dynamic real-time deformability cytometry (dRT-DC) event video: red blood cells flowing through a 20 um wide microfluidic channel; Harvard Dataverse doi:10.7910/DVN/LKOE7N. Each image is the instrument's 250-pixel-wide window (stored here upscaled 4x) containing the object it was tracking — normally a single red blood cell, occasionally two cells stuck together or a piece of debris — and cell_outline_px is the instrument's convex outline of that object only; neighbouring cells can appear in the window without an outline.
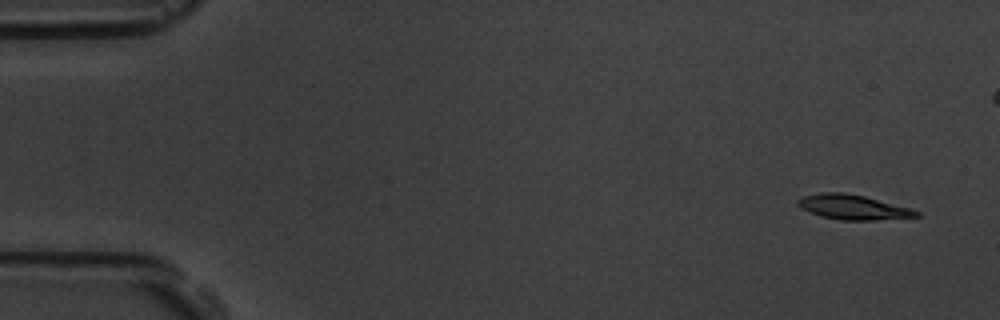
{"species": "common noctule bat (a hibernating species)", "species_latin": "Nyctalus noctula", "temperature_condition": "room temperature", "stored_images_in_passage": 53, "camera_frame_rate_fps": 3000, "um_per_image_px": 0.085, "animal": {"sex": "male", "body_mass_g": 19.5, "forearm_length_mm": 54.6}, "frame": {"image": 1, "passage_image": 1, "time_ms": 0.0, "image_size_px": [1000, 320], "cell_outline_px": [[920, 216], [876, 220], [840, 220], [820, 216], [800, 208], [796, 204], [796, 200], [800, 196], [820, 192], [844, 192], [864, 196], [912, 208], [920, 212]], "centroid_in_image_um": [72.46, 17.6], "position_along_channel_um": 12.5, "area_um2": 17.34}}
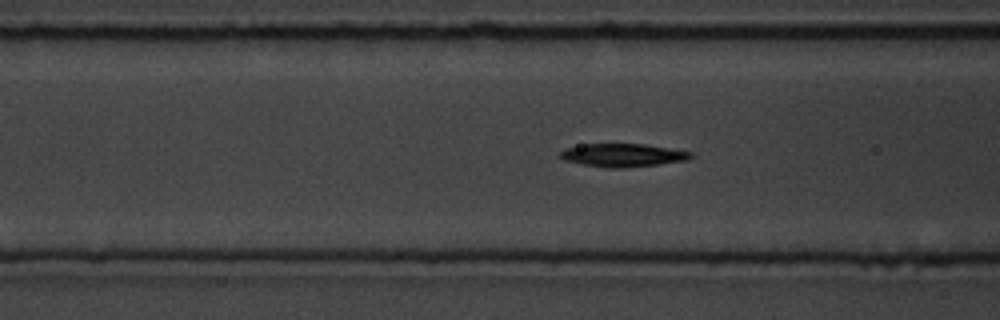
{"frame": {"image": 2, "passage_image": 19, "time_ms": 6.0, "image_size_px": [1000, 320], "cell_outline_px": [[692, 156], [688, 160], [660, 164], [620, 168], [608, 168], [584, 164], [564, 160], [560, 156], [560, 152], [564, 148], [584, 144], [644, 144], [692, 152]], "centroid_in_image_um": [52.93, 13.19], "position_along_channel_um": 113.7, "area_um2": 17.46}}
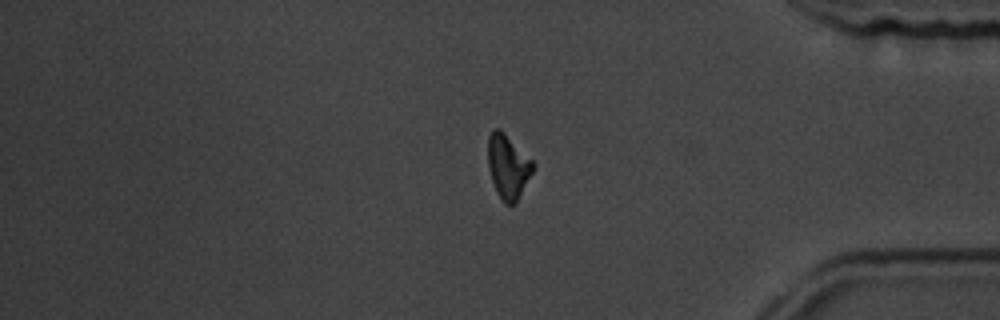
{"frame": {"image": 3, "passage_image": 43, "time_ms": 14.0, "image_size_px": [1000, 320], "cell_outline_px": [[536, 168], [516, 204], [504, 204], [500, 200], [496, 192], [488, 168], [488, 136], [492, 128], [500, 128], [536, 164]], "centroid_in_image_um": [43.2, 14.18], "position_along_channel_um": 392.0, "area_um2": 17.28}, "authors_computed_cell_mechanics": {"area_um2": 17.3978, "velocity_mm_per_s": 3.7736, "shape_relaxation_time_tau1_ms": 2.4866, "shape_relaxation_time_tau2_ms": 9.0174, "deformation_change_tau1": 0.1156, "deformation_change_tau2": 0.1665}}